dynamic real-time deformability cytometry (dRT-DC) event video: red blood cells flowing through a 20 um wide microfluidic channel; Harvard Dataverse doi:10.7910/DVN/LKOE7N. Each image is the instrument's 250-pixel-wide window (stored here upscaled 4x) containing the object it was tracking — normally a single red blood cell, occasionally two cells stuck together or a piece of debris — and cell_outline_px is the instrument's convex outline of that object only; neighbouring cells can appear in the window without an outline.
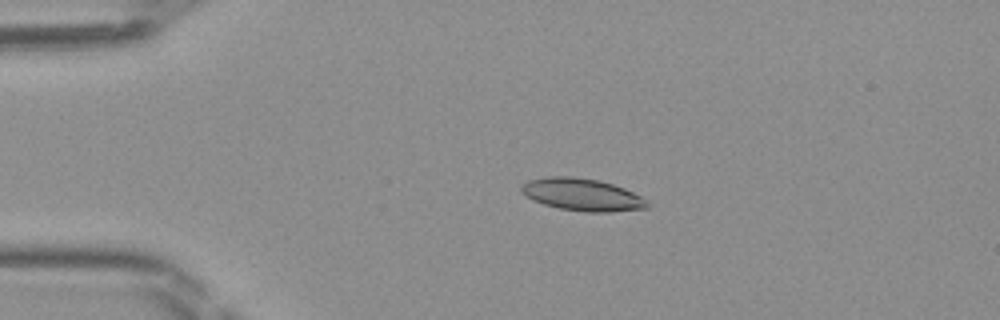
{"species": "Egyptian fruit bat (a non-hibernating species)", "species_latin": "Rousettus aegyptiacus", "temperature_condition": "room temperature", "stored_images_in_passage": 47, "camera_frame_rate_fps": 3000, "um_per_image_px": 0.085, "frame": {"image": 1, "passage_image": 10, "time_ms": 3.0, "image_size_px": [1000, 320], "cell_outline_px": [[648, 208], [612, 212], [584, 212], [560, 208], [544, 204], [532, 200], [524, 196], [520, 192], [520, 184], [528, 180], [548, 176], [572, 176], [600, 180], [624, 188], [640, 196], [648, 204]], "centroid_in_image_um": [49.41, 16.53], "position_along_channel_um": 35.6, "area_um2": 23.87}}
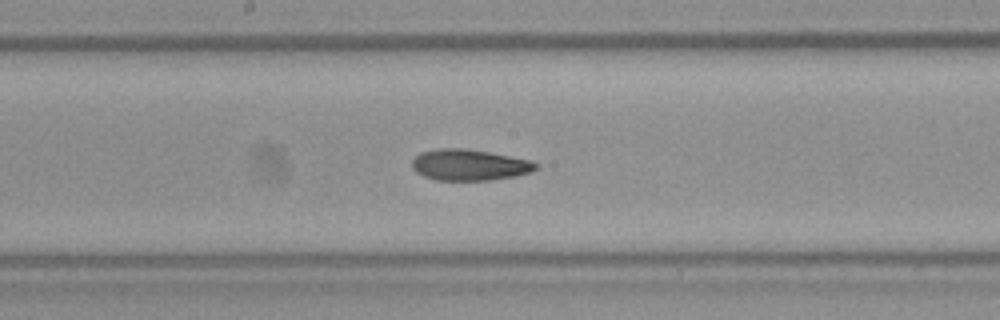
{"frame": {"image": 2, "passage_image": 25, "time_ms": 8.0, "image_size_px": [1000, 320], "cell_outline_px": [[540, 164], [532, 172], [492, 180], [436, 180], [424, 176], [416, 172], [412, 168], [412, 160], [420, 152], [440, 148], [464, 148], [488, 152], [532, 160]], "centroid_in_image_um": [39.9, 14.01], "position_along_channel_um": 208.3, "area_um2": 22.48}}
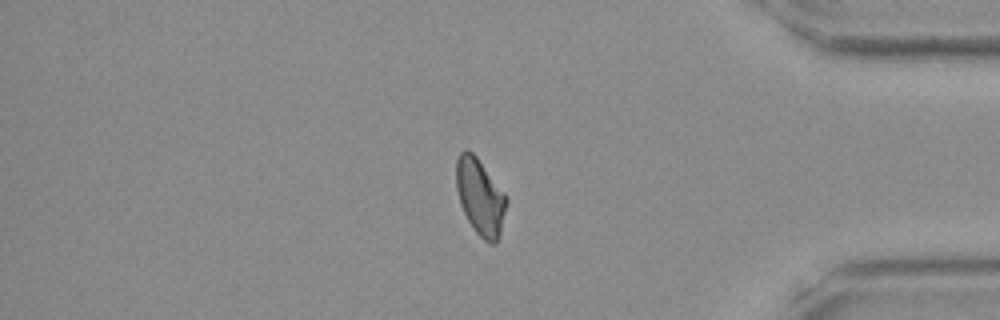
{"frame": {"image": 3, "passage_image": 40, "time_ms": 13.0, "image_size_px": [1000, 320], "cell_outline_px": [[508, 200], [500, 236], [496, 244], [492, 244], [484, 240], [472, 228], [460, 204], [456, 188], [456, 160], [460, 152], [464, 148], [468, 148], [476, 156], [508, 196]], "centroid_in_image_um": [40.83, 16.73], "position_along_channel_um": 394.4, "area_um2": 22.66}}